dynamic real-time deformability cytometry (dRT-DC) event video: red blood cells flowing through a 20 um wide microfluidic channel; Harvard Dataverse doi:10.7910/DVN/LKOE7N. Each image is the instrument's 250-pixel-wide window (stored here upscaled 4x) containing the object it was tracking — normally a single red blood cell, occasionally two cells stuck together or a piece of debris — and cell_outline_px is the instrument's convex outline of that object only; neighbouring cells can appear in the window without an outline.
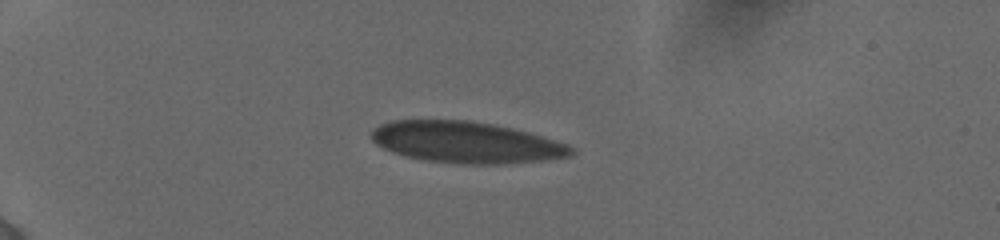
{"species": "human", "species_latin": "Homo sapiens", "temperature_condition": "cold", "stored_images_in_passage": 32, "camera_frame_rate_fps": 3000, "um_per_image_px": 0.085, "donor": {"sex": "female"}, "frame": {"image": 1, "passage_image": 1, "time_ms": 0.0, "image_size_px": [1000, 240], "cell_outline_px": [[572, 156], [540, 160], [504, 164], [464, 164], [428, 160], [404, 156], [392, 152], [376, 144], [372, 140], [372, 132], [380, 124], [392, 120], [468, 120], [492, 124], [528, 132], [568, 144], [572, 148]], "centroid_in_image_um": [39.6, 12.09], "position_along_channel_um": 45.4, "area_um2": 47.74}}
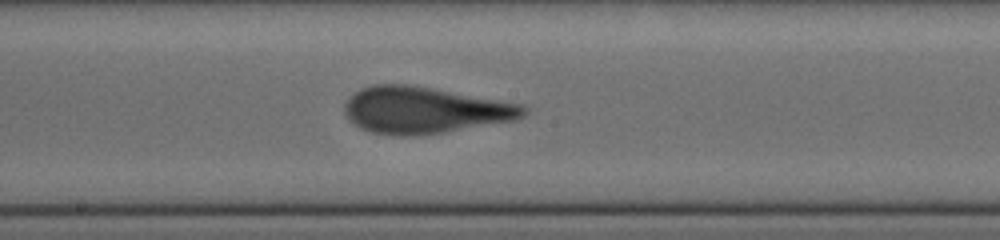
{"frame": {"image": 2, "passage_image": 16, "time_ms": 5.667, "image_size_px": [1000, 240], "cell_outline_px": [[528, 112], [524, 116], [516, 120], [444, 132], [412, 136], [400, 136], [372, 132], [360, 128], [348, 120], [344, 112], [344, 104], [360, 88], [372, 84], [408, 84], [432, 88], [524, 104], [528, 108]], "centroid_in_image_um": [36.1, 9.36], "position_along_channel_um": 212.1, "area_um2": 48.73}}
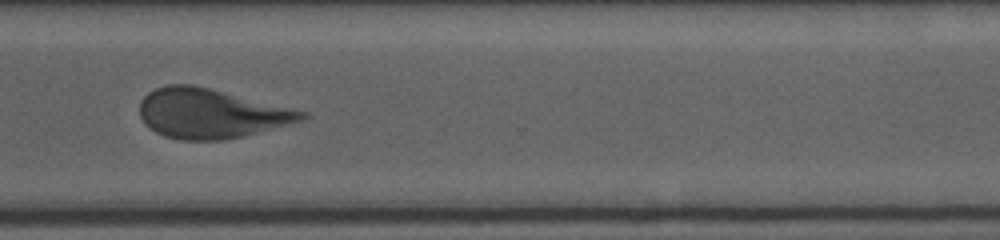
{"frame": {"image": 3, "passage_image": 31, "time_ms": 9.333, "image_size_px": [1000, 240], "cell_outline_px": [[308, 116], [300, 120], [288, 124], [244, 136], [220, 140], [180, 140], [164, 136], [148, 128], [144, 124], [140, 116], [140, 100], [148, 92], [156, 88], [168, 84], [192, 84], [308, 112]], "centroid_in_image_um": [17.86, 9.65], "position_along_channel_um": 352.7, "area_um2": 46.53}}